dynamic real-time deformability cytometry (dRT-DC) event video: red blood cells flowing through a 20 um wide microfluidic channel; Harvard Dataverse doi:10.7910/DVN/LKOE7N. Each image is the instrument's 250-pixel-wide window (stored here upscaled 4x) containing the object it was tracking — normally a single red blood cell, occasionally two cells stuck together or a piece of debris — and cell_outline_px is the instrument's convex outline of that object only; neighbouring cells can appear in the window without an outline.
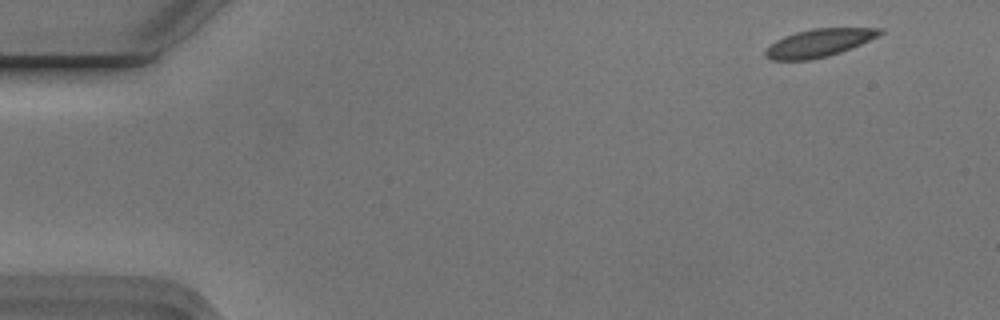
{"species": "Egyptian fruit bat (a non-hibernating species)", "species_latin": "Rousettus aegyptiacus", "temperature_condition": "cold", "stored_images_in_passage": 5, "camera_frame_rate_fps": 3000, "um_per_image_px": 0.085, "animal": {"sex": "male"}, "frame": {"image": 1, "passage_image": 1, "time_ms": 0.0, "image_size_px": [1000, 320], "cell_outline_px": [[884, 32], [860, 44], [840, 52], [828, 56], [808, 60], [772, 60], [764, 56], [764, 52], [776, 40], [784, 36], [796, 32], [812, 28], [884, 28]], "centroid_in_image_um": [69.59, 3.64], "position_along_channel_um": 15.4, "area_um2": 18.38}}
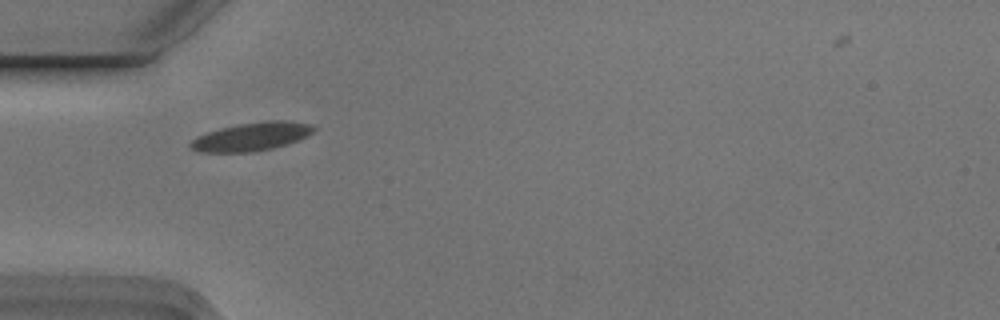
{"frame": {"image": 2, "passage_image": 4, "time_ms": 1.0, "image_size_px": [1000, 320], "cell_outline_px": [[316, 128], [312, 132], [296, 140], [272, 148], [252, 152], [200, 152], [188, 148], [188, 144], [196, 136], [220, 128], [240, 124], [268, 120], [280, 120], [312, 124]], "centroid_in_image_um": [21.31, 11.61], "position_along_channel_um": 63.7, "area_um2": 20.11}}
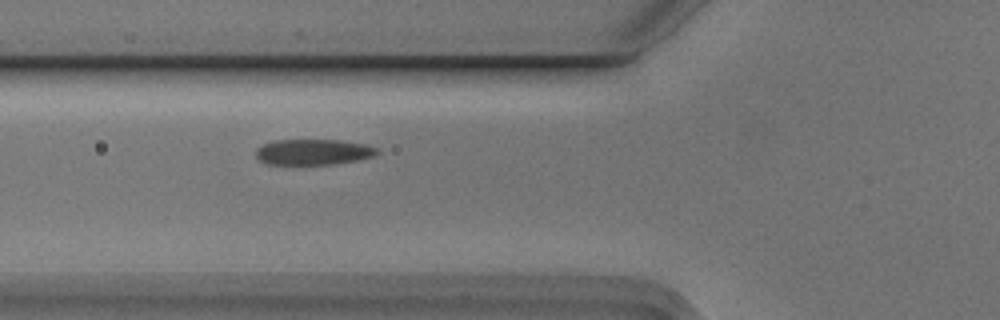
{"frame": {"image": 3, "passage_image": 5, "time_ms": 1.333, "image_size_px": [1000, 320], "cell_outline_px": [[380, 152], [372, 156], [360, 160], [336, 164], [268, 164], [260, 160], [256, 156], [256, 148], [272, 140], [340, 140], [364, 144], [380, 148]], "centroid_in_image_um": [26.66, 12.92], "position_along_channel_um": 99.1, "area_um2": 18.26}}